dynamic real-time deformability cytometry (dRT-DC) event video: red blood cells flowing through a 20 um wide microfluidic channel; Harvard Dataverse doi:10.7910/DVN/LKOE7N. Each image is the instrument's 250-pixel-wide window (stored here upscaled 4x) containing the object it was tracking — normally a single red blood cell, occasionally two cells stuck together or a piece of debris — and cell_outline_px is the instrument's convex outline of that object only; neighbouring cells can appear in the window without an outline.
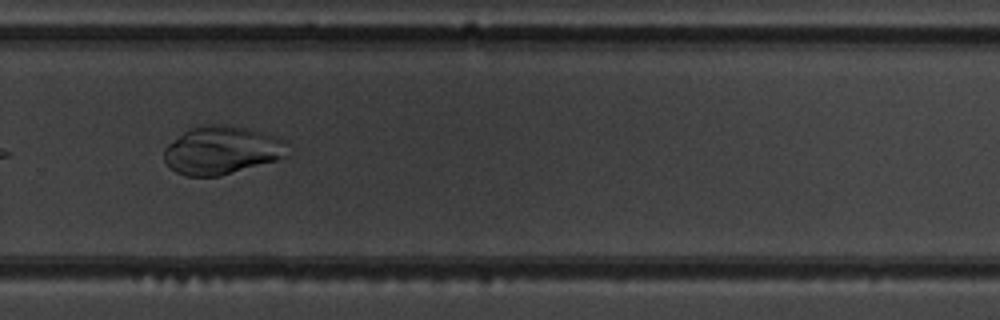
{"species": "common noctule bat (a hibernating species)", "species_latin": "Nyctalus noctula", "temperature_condition": "warm", "stored_images_in_passage": 14, "camera_frame_rate_fps": 3000, "um_per_image_px": 0.085, "animal": {"sex": "male", "body_mass_g": 19.5, "forearm_length_mm": 54.6}, "frame": {"image": 1, "passage_image": 10, "time_ms": 11.0, "image_size_px": [1000, 320], "cell_outline_px": [[288, 156], [276, 160], [220, 176], [188, 176], [176, 172], [164, 160], [164, 148], [168, 144], [184, 132], [200, 124], [224, 124], [244, 128], [260, 132], [284, 140]], "centroid_in_image_um": [18.82, 12.77], "position_along_channel_um": 311.0, "area_um2": 34.28}}